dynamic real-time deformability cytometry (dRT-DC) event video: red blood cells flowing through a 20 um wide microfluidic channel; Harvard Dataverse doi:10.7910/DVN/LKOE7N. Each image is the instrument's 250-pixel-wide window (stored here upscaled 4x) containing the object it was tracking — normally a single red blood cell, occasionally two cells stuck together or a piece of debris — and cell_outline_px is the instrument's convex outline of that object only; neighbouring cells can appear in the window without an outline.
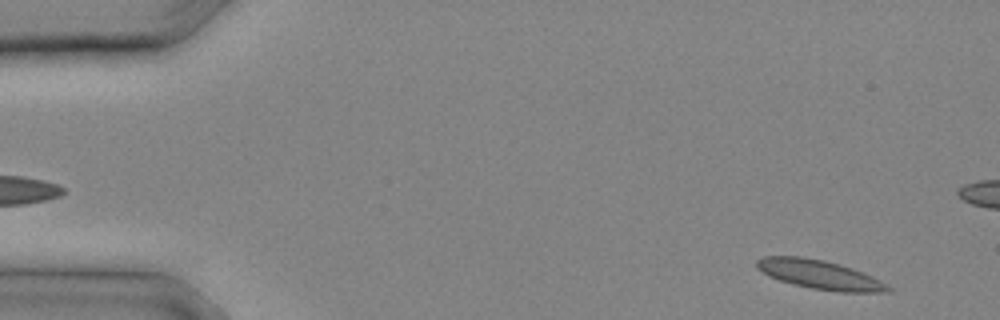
{"species": "common noctule bat (a hibernating species)", "species_latin": "Nyctalus noctula", "temperature_condition": "cold", "stored_images_in_passage": 10, "camera_frame_rate_fps": 3000, "um_per_image_px": 0.085, "animal": {"sex": "male", "body_mass_g": 20.4}, "frame": {"image": 1, "passage_image": 1, "time_ms": 0.0, "image_size_px": [1000, 320], "cell_outline_px": [[892, 292], [840, 292], [812, 288], [792, 284], [768, 276], [756, 268], [756, 260], [764, 256], [804, 256], [824, 260], [852, 268], [872, 276], [880, 280], [892, 288]], "centroid_in_image_um": [69.66, 23.34], "position_along_channel_um": 15.3, "area_um2": 22.25}}
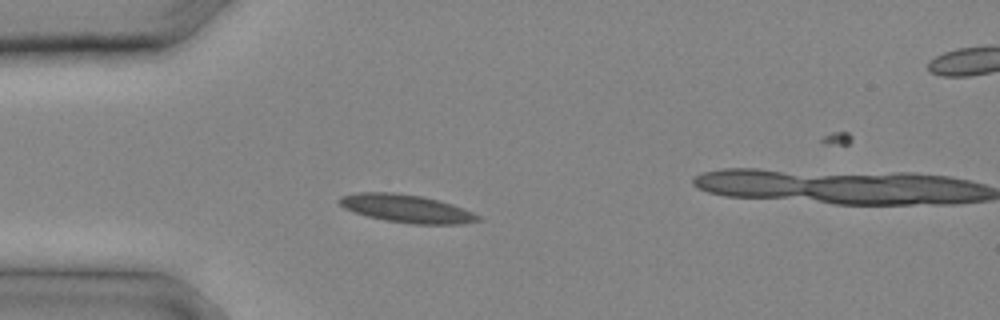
{"frame": {"image": 2, "passage_image": 6, "time_ms": 1.667, "image_size_px": [1000, 320], "cell_outline_px": [[480, 220], [464, 224], [412, 224], [384, 220], [368, 216], [344, 208], [336, 200], [340, 196], [360, 192], [392, 192], [420, 196], [452, 204], [464, 208], [480, 216]], "centroid_in_image_um": [34.55, 17.73], "position_along_channel_um": 50.5, "area_um2": 22.48}}